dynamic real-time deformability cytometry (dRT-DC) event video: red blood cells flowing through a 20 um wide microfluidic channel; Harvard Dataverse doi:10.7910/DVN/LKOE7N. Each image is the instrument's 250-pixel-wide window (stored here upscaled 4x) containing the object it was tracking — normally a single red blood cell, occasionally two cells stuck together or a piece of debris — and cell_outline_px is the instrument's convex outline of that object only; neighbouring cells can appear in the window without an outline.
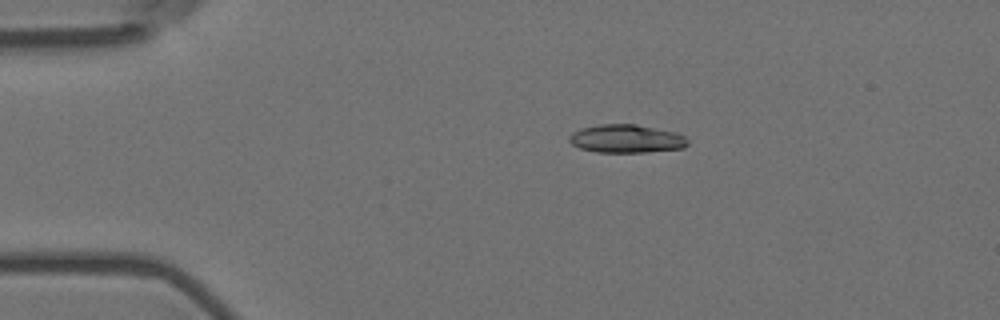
{"species": "Egyptian fruit bat (a non-hibernating species)", "species_latin": "Rousettus aegyptiacus", "temperature_condition": "room temperature", "stored_images_in_passage": 5, "camera_frame_rate_fps": 3000, "um_per_image_px": 0.085, "animal": {"sex": "female"}, "frame": {"image": 1, "passage_image": 3, "time_ms": 0.667, "image_size_px": [1000, 320], "cell_outline_px": [[688, 144], [684, 148], [644, 152], [596, 152], [580, 148], [572, 144], [568, 140], [568, 136], [572, 132], [580, 128], [600, 124], [636, 124], [676, 132], [684, 136], [688, 140]], "centroid_in_image_um": [53.22, 11.78], "position_along_channel_um": 31.8, "area_um2": 19.59}}